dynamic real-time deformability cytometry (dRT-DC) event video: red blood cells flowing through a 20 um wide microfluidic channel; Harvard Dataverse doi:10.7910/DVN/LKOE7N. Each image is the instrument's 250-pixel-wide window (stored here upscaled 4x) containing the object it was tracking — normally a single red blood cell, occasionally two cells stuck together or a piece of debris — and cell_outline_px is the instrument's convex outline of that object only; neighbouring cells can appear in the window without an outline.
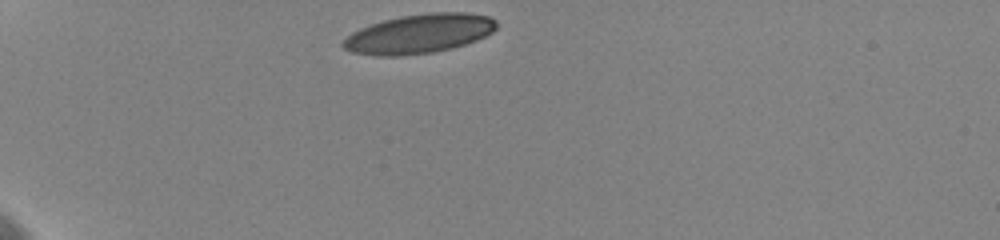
{"species": "human", "species_latin": "Homo sapiens", "temperature_condition": "cold", "stored_images_in_passage": 8, "camera_frame_rate_fps": 3000, "um_per_image_px": 0.085, "donor": {"sex": "female"}, "frame": {"image": 1, "passage_image": 1, "time_ms": 0.0, "image_size_px": [1000, 240], "cell_outline_px": [[496, 28], [492, 32], [476, 40], [464, 44], [432, 52], [396, 56], [376, 56], [352, 52], [344, 48], [340, 44], [352, 32], [360, 28], [384, 20], [400, 16], [432, 12], [468, 12], [488, 16], [496, 20]], "centroid_in_image_um": [35.62, 2.86], "position_along_channel_um": 49.4, "area_um2": 34.8}}